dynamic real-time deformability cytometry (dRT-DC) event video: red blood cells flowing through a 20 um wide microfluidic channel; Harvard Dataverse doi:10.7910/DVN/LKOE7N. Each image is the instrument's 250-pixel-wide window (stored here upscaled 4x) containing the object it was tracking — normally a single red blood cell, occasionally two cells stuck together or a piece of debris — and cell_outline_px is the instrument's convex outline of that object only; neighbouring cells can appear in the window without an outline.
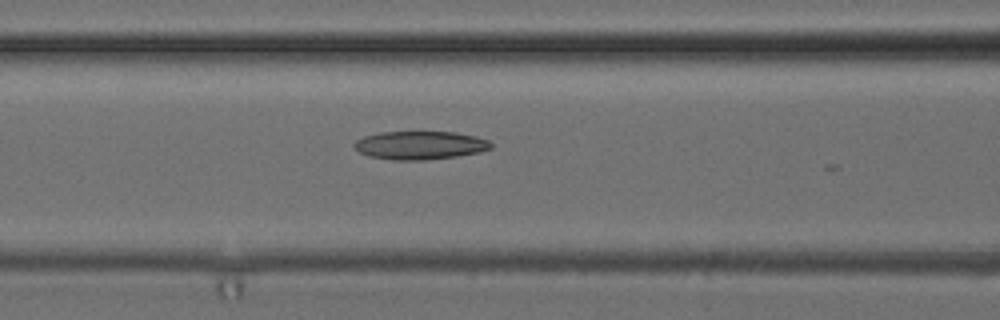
{"species": "common noctule bat (a hibernating species)", "species_latin": "Nyctalus noctula", "temperature_condition": "cold", "stored_images_in_passage": 22, "camera_frame_rate_fps": 3000, "um_per_image_px": 0.085, "animal": {"sex": "female", "body_mass_g": 24.6, "forearm_length_mm": 56.2}, "frame": {"image": 1, "passage_image": 21, "time_ms": 6.667, "image_size_px": [1000, 320], "cell_outline_px": [[492, 148], [480, 152], [456, 156], [428, 160], [392, 160], [368, 156], [360, 152], [352, 144], [356, 140], [364, 136], [380, 132], [456, 132], [476, 136], [488, 140], [492, 144]], "centroid_in_image_um": [35.7, 12.35], "position_along_channel_um": 130.9, "area_um2": 22.66}}